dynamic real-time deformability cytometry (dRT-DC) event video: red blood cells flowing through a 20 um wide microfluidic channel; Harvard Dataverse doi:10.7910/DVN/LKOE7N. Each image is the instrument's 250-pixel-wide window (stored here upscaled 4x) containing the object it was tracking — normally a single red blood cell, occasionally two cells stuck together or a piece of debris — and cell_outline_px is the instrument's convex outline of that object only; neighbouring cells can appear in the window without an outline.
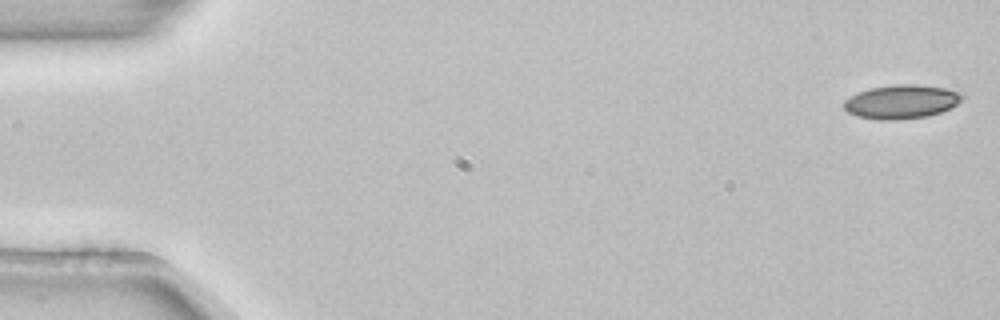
{"species": "common noctule bat (a hibernating species)", "species_latin": "Nyctalus noctula", "temperature_condition": "room temperature", "stored_images_in_passage": 5, "camera_frame_rate_fps": 3000, "um_per_image_px": 0.085, "animal": {"sex": "female", "body_mass_g": 22.7, "forearm_length_mm": 54.2}, "frame": {"image": 1, "passage_image": 1, "time_ms": 0.0, "image_size_px": [1000, 320], "cell_outline_px": [[964, 96], [956, 104], [940, 112], [928, 116], [900, 120], [880, 120], [860, 116], [848, 112], [844, 108], [844, 100], [856, 92], [868, 88], [892, 84], [916, 84], [948, 88]], "centroid_in_image_um": [76.58, 8.63], "position_along_channel_um": 8.4, "area_um2": 23.35}}
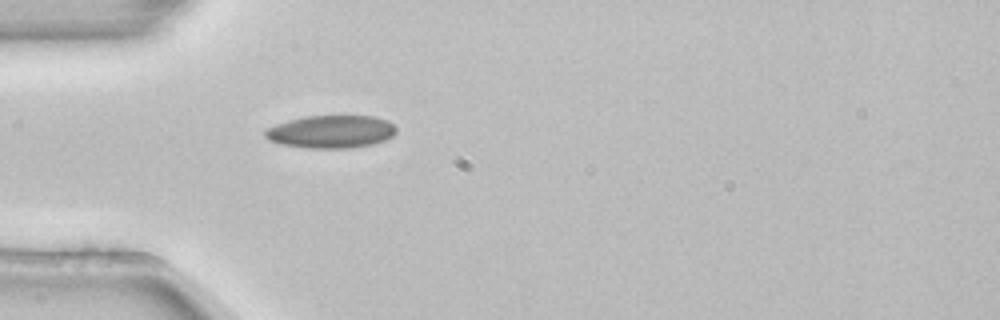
{"frame": {"image": 2, "passage_image": 5, "time_ms": 1.333, "image_size_px": [1000, 320], "cell_outline_px": [[396, 132], [392, 136], [384, 140], [372, 144], [348, 148], [304, 148], [280, 144], [268, 140], [264, 136], [264, 132], [268, 128], [276, 124], [288, 120], [304, 116], [372, 116], [388, 120], [396, 128]], "centroid_in_image_um": [28.11, 11.19], "position_along_channel_um": 56.9, "area_um2": 25.09}}